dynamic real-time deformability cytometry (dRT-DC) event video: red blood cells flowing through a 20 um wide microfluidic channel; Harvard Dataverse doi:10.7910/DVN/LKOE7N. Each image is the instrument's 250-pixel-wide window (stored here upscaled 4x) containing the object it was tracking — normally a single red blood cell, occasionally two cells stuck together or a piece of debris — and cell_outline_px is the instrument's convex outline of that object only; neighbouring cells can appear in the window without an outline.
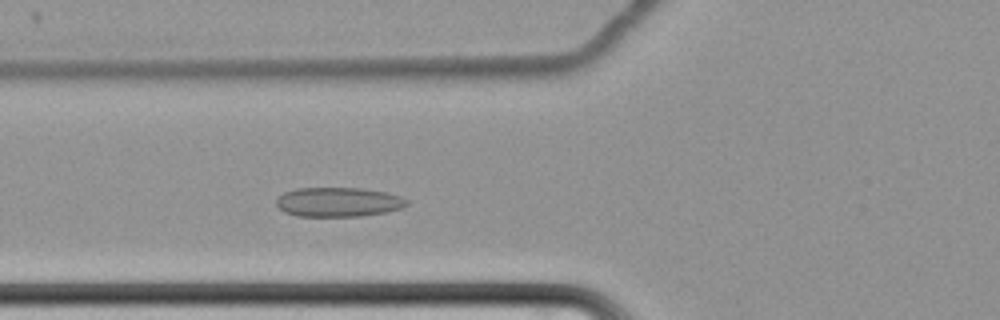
{"species": "common noctule bat (a hibernating species)", "species_latin": "Nyctalus noctula", "temperature_condition": "cold", "stored_images_in_passage": 57, "camera_frame_rate_fps": 3000, "um_per_image_px": 0.085, "animal": {"sex": "female", "body_mass_g": 22.7, "forearm_length_mm": 54.2}, "frame": {"image": 1, "passage_image": 19, "time_ms": 6.0, "image_size_px": [1000, 320], "cell_outline_px": [[408, 204], [400, 208], [384, 212], [360, 216], [296, 216], [284, 212], [276, 204], [276, 200], [284, 192], [296, 188], [360, 188], [388, 192], [400, 196], [408, 200]], "centroid_in_image_um": [28.75, 17.17], "position_along_channel_um": 97.1, "area_um2": 22.31}}
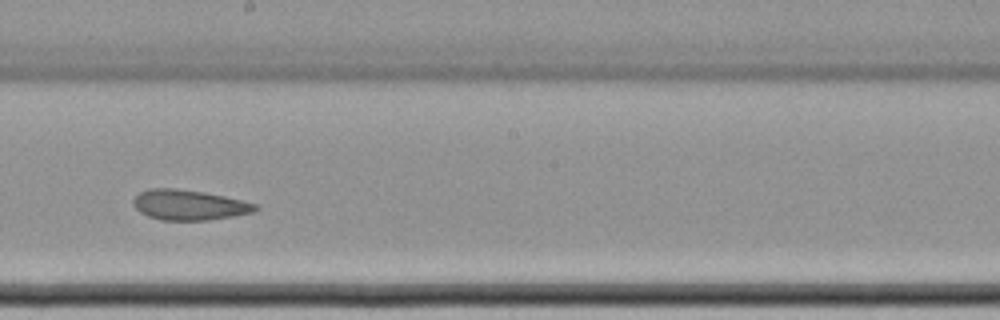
{"frame": {"image": 2, "passage_image": 31, "time_ms": 10.0, "image_size_px": [1000, 320], "cell_outline_px": [[260, 208], [252, 212], [232, 216], [208, 220], [160, 220], [148, 216], [140, 212], [132, 204], [132, 200], [140, 192], [148, 188], [172, 188], [204, 192], [224, 196], [256, 204]], "centroid_in_image_um": [16.03, 17.42], "position_along_channel_um": 232.2, "area_um2": 21.39}}
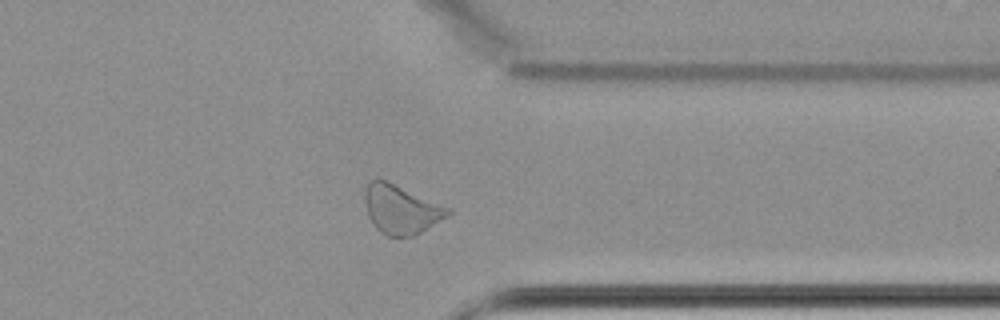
{"frame": {"image": 3, "passage_image": 44, "time_ms": 14.333, "image_size_px": [1000, 320], "cell_outline_px": [[452, 212], [448, 216], [416, 236], [388, 236], [380, 232], [372, 224], [368, 216], [364, 200], [364, 188], [368, 180], [376, 176], [380, 176], [452, 208]], "centroid_in_image_um": [34.07, 17.74], "position_along_channel_um": 377.3, "area_um2": 24.68}, "authors_computed_cell_mechanics": {"area_um2": 24.0448, "velocity_mm_per_s": 3.3828, "shape_relaxation_time_tau1_ms": null, "shape_relaxation_time_tau2_ms": 3.383, "deformation_change_tau1": null, "deformation_change_tau2": 0.0805}}